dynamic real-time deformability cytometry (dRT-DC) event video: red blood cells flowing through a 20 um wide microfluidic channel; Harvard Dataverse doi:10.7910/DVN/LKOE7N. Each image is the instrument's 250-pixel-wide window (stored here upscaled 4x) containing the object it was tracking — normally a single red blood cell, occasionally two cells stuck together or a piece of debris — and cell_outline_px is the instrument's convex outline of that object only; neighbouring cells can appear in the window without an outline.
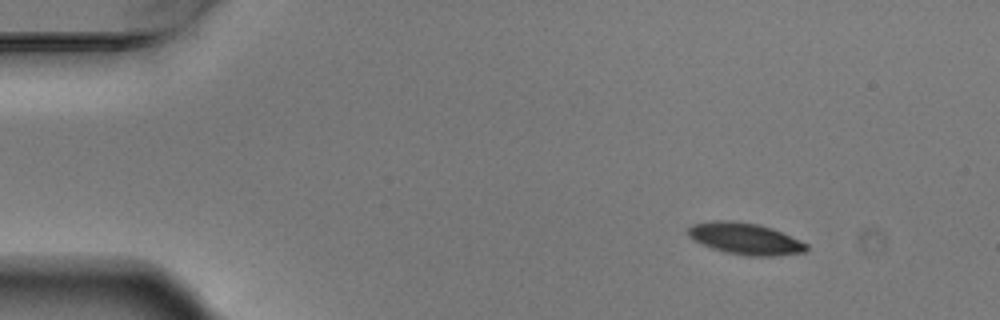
{"species": "Egyptian fruit bat (a non-hibernating species)", "species_latin": "Rousettus aegyptiacus", "temperature_condition": "warm", "stored_images_in_passage": 4, "camera_frame_rate_fps": 3000, "um_per_image_px": 0.085, "animal": {"sex": "male"}, "frame": {"image": 1, "passage_image": 1, "time_ms": 0.0, "image_size_px": [1000, 320], "cell_outline_px": [[808, 248], [804, 252], [772, 256], [748, 256], [724, 252], [712, 248], [688, 236], [688, 228], [692, 224], [716, 220], [732, 220], [756, 224], [772, 228], [800, 240], [808, 244]], "centroid_in_image_um": [63.35, 20.28], "position_along_channel_um": 21.6, "area_um2": 21.62}}
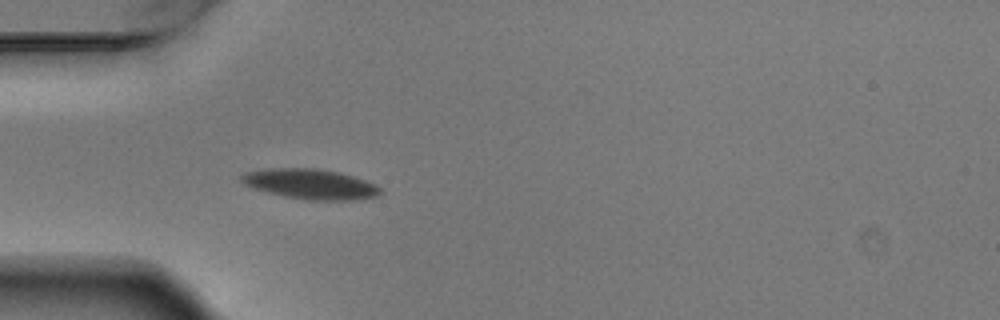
{"frame": {"image": 2, "passage_image": 4, "time_ms": 1.0, "image_size_px": [1000, 320], "cell_outline_px": [[380, 192], [376, 196], [352, 200], [308, 200], [284, 196], [268, 192], [244, 184], [240, 180], [240, 176], [244, 172], [268, 168], [316, 168], [340, 172], [364, 180], [380, 188]], "centroid_in_image_um": [26.34, 15.63], "position_along_channel_um": 58.7, "area_um2": 24.1}}